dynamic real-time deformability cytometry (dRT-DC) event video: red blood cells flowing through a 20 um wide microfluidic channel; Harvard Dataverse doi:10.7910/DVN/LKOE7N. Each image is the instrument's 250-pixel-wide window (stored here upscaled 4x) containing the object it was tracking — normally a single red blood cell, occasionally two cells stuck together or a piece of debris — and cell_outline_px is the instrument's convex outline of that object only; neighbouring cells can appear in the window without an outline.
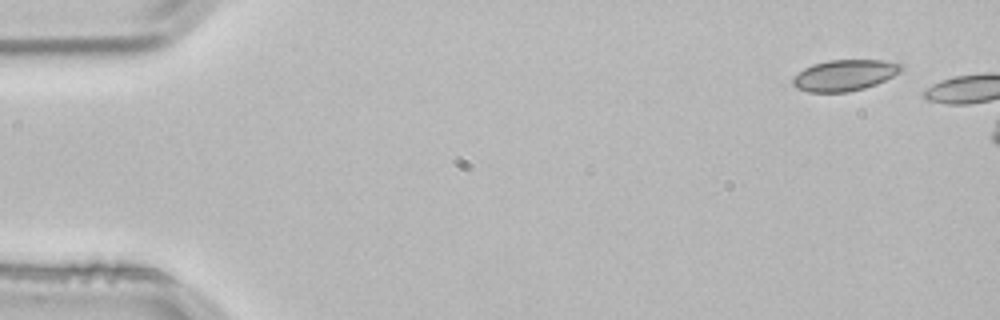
{"species": "common noctule bat (a hibernating species)", "species_latin": "Nyctalus noctula", "temperature_condition": "room temperature", "stored_images_in_passage": 2, "camera_frame_rate_fps": 3000, "um_per_image_px": 0.085, "animal": {"sex": "male", "body_mass_g": 21.5, "forearm_length_mm": 52.0}, "frame": {"image": 1, "passage_image": 1, "time_ms": 0.0, "image_size_px": [1000, 320], "cell_outline_px": [[904, 68], [900, 72], [876, 84], [864, 88], [848, 92], [808, 92], [796, 88], [792, 84], [792, 76], [804, 68], [812, 64], [828, 60], [884, 60], [904, 64]], "centroid_in_image_um": [71.77, 6.39], "position_along_channel_um": 13.2, "area_um2": 19.83}}